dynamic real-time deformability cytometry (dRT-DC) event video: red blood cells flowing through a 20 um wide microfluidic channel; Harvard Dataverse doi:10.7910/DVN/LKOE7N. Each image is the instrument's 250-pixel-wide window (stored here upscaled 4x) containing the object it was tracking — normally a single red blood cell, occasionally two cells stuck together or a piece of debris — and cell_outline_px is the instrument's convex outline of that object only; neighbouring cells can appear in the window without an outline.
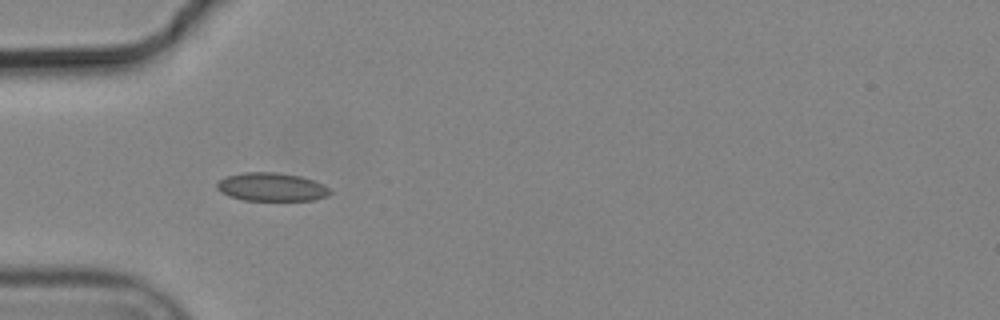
{"species": "common noctule bat (a hibernating species)", "species_latin": "Nyctalus noctula", "temperature_condition": "cold", "stored_images_in_passage": 4, "camera_frame_rate_fps": 3000, "um_per_image_px": 0.085, "animal": {"sex": "male", "body_mass_g": 19.2, "forearm_length_mm": 51.8}, "frame": {"image": 1, "passage_image": 1, "time_ms": 0.0, "image_size_px": [1000, 320], "cell_outline_px": [[332, 192], [328, 196], [312, 200], [244, 200], [228, 196], [220, 192], [216, 188], [216, 184], [224, 176], [244, 172], [276, 172], [300, 176], [324, 184]], "centroid_in_image_um": [23.05, 15.89], "position_along_channel_um": 61.9, "area_um2": 18.79}}
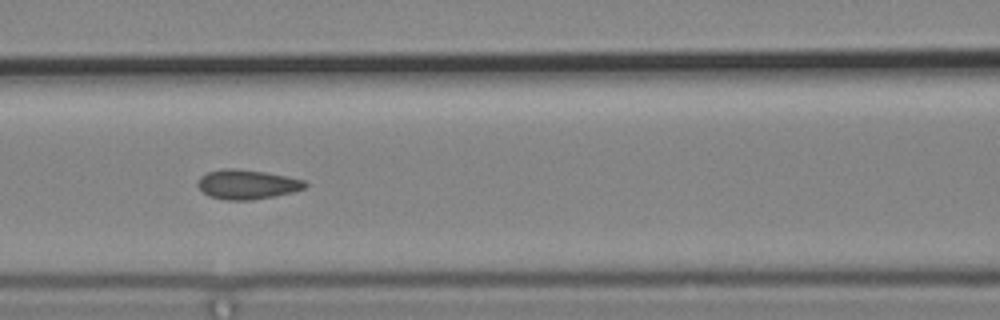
{"frame": {"image": 2, "passage_image": 3, "time_ms": 0.667, "image_size_px": [1000, 320], "cell_outline_px": [[308, 184], [304, 188], [292, 192], [276, 196], [252, 200], [224, 200], [208, 196], [196, 184], [200, 176], [208, 172], [224, 168], [232, 168], [264, 172], [288, 176], [304, 180]], "centroid_in_image_um": [20.99, 15.68], "position_along_channel_um": 145.6, "area_um2": 18.5}}
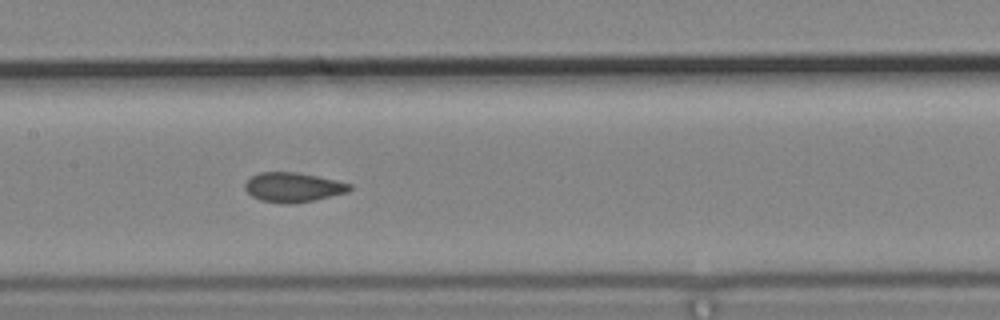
{"frame": {"image": 3, "passage_image": 4, "time_ms": 1.0, "image_size_px": [1000, 320], "cell_outline_px": [[352, 188], [348, 192], [312, 200], [260, 200], [252, 196], [244, 188], [244, 184], [252, 176], [260, 172], [296, 172], [336, 180], [352, 184]], "centroid_in_image_um": [24.93, 15.86], "position_along_channel_um": 182.5, "area_um2": 17.05}}